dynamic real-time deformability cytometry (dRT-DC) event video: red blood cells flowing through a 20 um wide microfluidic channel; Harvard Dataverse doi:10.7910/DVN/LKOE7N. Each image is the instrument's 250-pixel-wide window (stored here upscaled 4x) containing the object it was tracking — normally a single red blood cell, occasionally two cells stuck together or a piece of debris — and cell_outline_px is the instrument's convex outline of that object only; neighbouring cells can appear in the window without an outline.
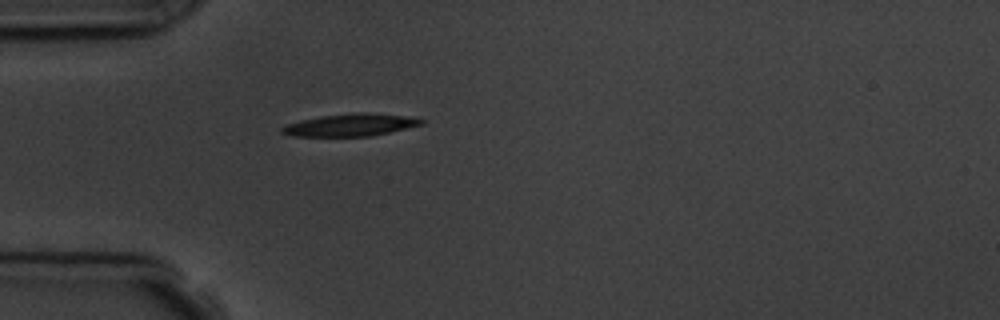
{"species": "common noctule bat (a hibernating species)", "species_latin": "Nyctalus noctula", "temperature_condition": "room temperature", "stored_images_in_passage": 1, "camera_frame_rate_fps": 3000, "um_per_image_px": 0.085, "animal": {"sex": "male", "body_mass_g": 19.5, "forearm_length_mm": 54.6}, "frame": {"image": 1, "passage_image": 1, "time_ms": 0.0, "image_size_px": [1000, 320], "cell_outline_px": [[424, 124], [372, 136], [292, 136], [280, 132], [280, 128], [288, 124], [300, 120], [320, 116], [360, 112], [368, 112], [404, 116], [424, 120]], "centroid_in_image_um": [29.76, 10.62], "position_along_channel_um": 55.2, "area_um2": 18.03}}